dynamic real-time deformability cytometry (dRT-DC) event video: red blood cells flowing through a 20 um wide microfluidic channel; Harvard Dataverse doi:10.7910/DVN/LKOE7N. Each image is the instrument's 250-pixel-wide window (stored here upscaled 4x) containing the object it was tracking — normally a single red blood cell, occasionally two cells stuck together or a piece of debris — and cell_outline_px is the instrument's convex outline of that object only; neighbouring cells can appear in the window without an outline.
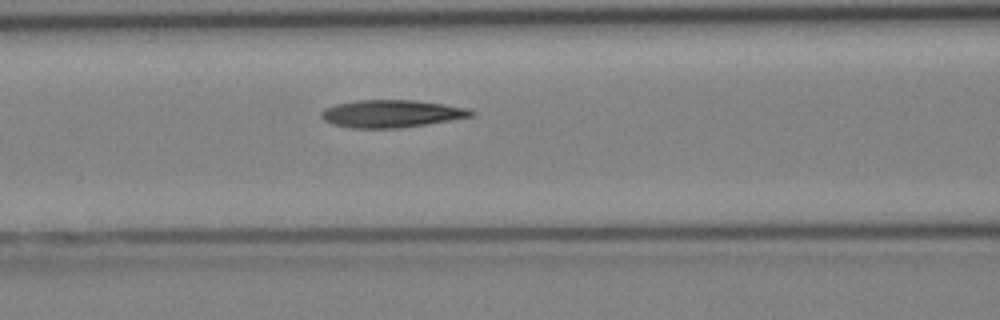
{"species": "Egyptian fruit bat (a non-hibernating species)", "species_latin": "Rousettus aegyptiacus", "temperature_condition": "cold", "stored_images_in_passage": 6, "camera_frame_rate_fps": 3000, "um_per_image_px": 0.085, "animal": {"sex": "female"}, "frame": {"image": 1, "passage_image": 6, "time_ms": 6.0, "image_size_px": [1000, 320], "cell_outline_px": [[476, 116], [400, 128], [352, 128], [332, 124], [324, 120], [320, 116], [320, 112], [324, 108], [336, 104], [356, 100], [416, 100], [472, 108], [476, 112]], "centroid_in_image_um": [33.31, 9.65], "position_along_channel_um": 133.3, "area_um2": 24.33}}